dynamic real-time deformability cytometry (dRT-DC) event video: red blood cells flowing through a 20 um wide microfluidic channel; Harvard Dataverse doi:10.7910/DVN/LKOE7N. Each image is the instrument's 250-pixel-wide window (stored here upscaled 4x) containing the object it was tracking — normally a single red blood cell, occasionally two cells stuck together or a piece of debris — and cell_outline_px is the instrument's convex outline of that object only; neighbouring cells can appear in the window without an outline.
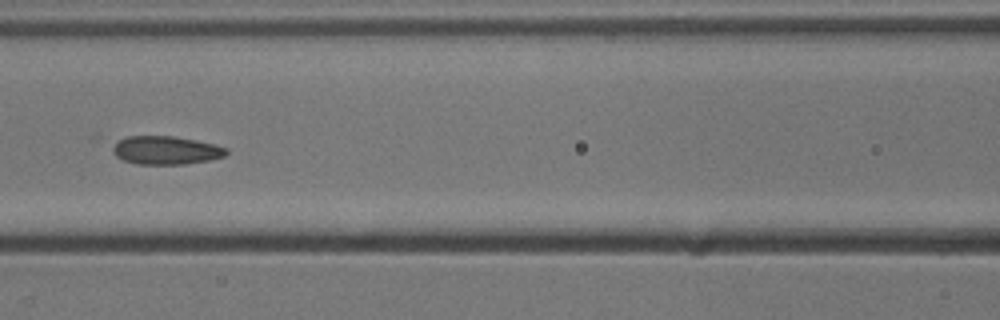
{"species": "common noctule bat (a hibernating species)", "species_latin": "Nyctalus noctula", "temperature_condition": "cold", "stored_images_in_passage": 23, "camera_frame_rate_fps": 3000, "um_per_image_px": 0.085, "animal": {"sex": "male", "body_mass_g": 13.3}, "frame": {"image": 1, "passage_image": 10, "time_ms": 3.0, "image_size_px": [1000, 320], "cell_outline_px": [[228, 152], [224, 156], [208, 160], [184, 164], [136, 164], [124, 160], [116, 156], [112, 152], [112, 144], [128, 136], [172, 136], [196, 140], [228, 148]], "centroid_in_image_um": [14.07, 12.77], "position_along_channel_um": 152.5, "area_um2": 18.67}}